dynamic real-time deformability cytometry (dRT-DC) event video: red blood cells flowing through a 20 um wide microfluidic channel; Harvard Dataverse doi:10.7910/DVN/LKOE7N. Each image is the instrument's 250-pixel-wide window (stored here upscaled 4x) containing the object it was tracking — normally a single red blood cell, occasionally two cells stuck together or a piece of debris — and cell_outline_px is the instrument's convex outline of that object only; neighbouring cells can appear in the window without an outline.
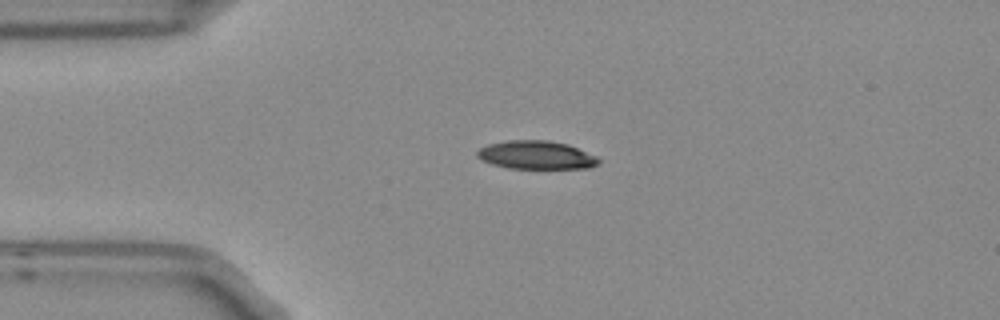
{"species": "Egyptian fruit bat (a non-hibernating species)", "species_latin": "Rousettus aegyptiacus", "temperature_condition": "room temperature", "stored_images_in_passage": 8, "camera_frame_rate_fps": 3000, "um_per_image_px": 0.085, "frame": {"image": 1, "passage_image": 1, "time_ms": 0.0, "image_size_px": [1000, 320], "cell_outline_px": [[600, 160], [596, 164], [588, 168], [508, 168], [492, 164], [480, 160], [476, 156], [476, 152], [480, 148], [488, 144], [508, 140], [548, 140], [568, 144], [596, 156]], "centroid_in_image_um": [45.53, 13.17], "position_along_channel_um": 39.5, "area_um2": 20.0}}
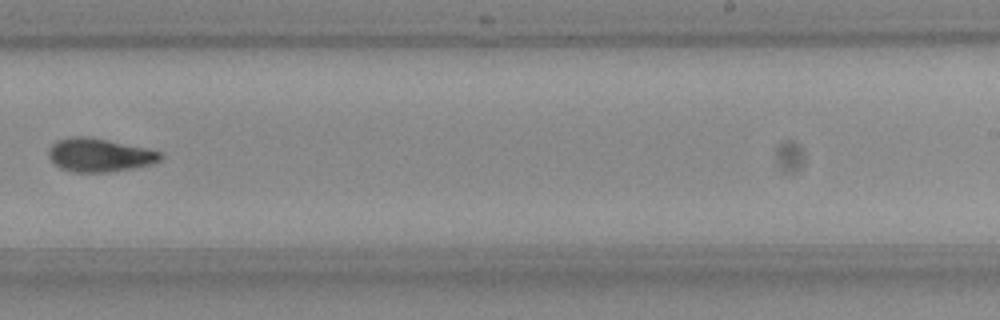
{"frame": {"image": 2, "passage_image": 7, "time_ms": 2.0, "image_size_px": [1000, 320], "cell_outline_px": [[164, 156], [160, 160], [152, 164], [132, 168], [104, 172], [72, 172], [60, 168], [52, 164], [48, 156], [48, 148], [56, 140], [72, 136], [84, 136], [144, 148], [160, 152]], "centroid_in_image_um": [8.37, 13.19], "position_along_channel_um": 280.6, "area_um2": 21.62}}